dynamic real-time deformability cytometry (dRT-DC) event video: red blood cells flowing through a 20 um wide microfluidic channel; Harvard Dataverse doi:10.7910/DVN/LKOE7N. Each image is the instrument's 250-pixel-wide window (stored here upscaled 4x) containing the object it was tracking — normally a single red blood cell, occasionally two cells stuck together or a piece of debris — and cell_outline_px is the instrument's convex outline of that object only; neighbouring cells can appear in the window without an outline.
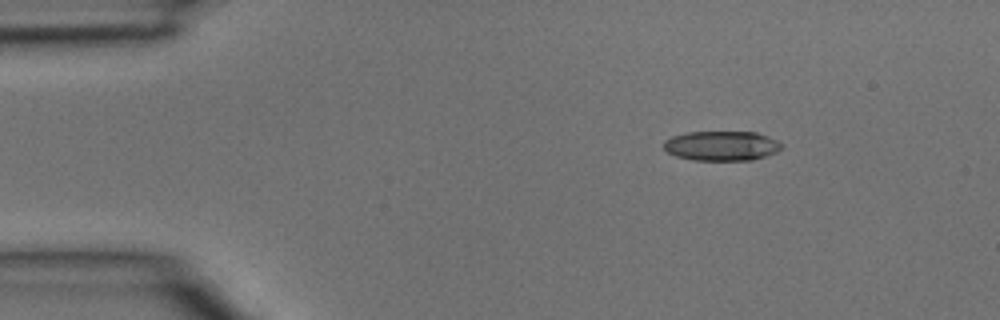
{"species": "common noctule bat (a hibernating species)", "species_latin": "Nyctalus noctula", "temperature_condition": "room temperature", "stored_images_in_passage": 3, "camera_frame_rate_fps": 3000, "um_per_image_px": 0.085, "animal": {"sex": "male", "body_mass_g": 15.6}, "frame": {"image": 1, "passage_image": 1, "time_ms": 0.0, "image_size_px": [1000, 320], "cell_outline_px": [[784, 144], [776, 152], [752, 160], [692, 160], [676, 156], [668, 152], [664, 148], [664, 140], [672, 136], [688, 132], [756, 132], [768, 136]], "centroid_in_image_um": [61.33, 12.39], "position_along_channel_um": 23.7, "area_um2": 20.35}}
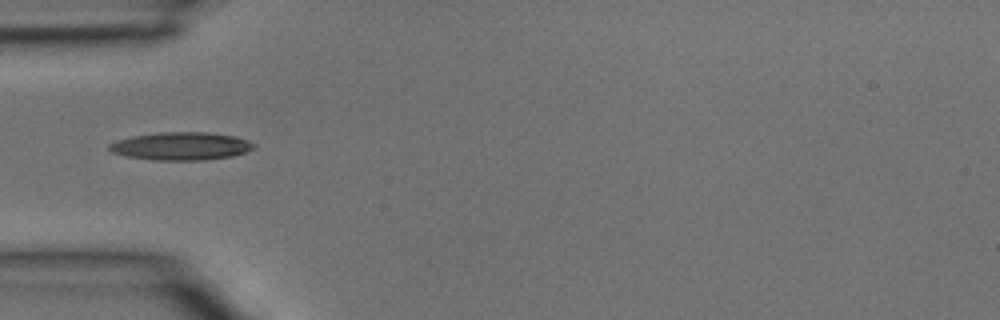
{"frame": {"image": 2, "passage_image": 3, "time_ms": 0.667, "image_size_px": [1000, 320], "cell_outline_px": [[256, 148], [232, 156], [204, 160], [156, 160], [128, 156], [112, 152], [108, 148], [108, 144], [116, 140], [132, 136], [160, 132], [208, 132], [236, 136], [256, 144]], "centroid_in_image_um": [15.4, 12.41], "position_along_channel_um": 69.6, "area_um2": 23.52}}